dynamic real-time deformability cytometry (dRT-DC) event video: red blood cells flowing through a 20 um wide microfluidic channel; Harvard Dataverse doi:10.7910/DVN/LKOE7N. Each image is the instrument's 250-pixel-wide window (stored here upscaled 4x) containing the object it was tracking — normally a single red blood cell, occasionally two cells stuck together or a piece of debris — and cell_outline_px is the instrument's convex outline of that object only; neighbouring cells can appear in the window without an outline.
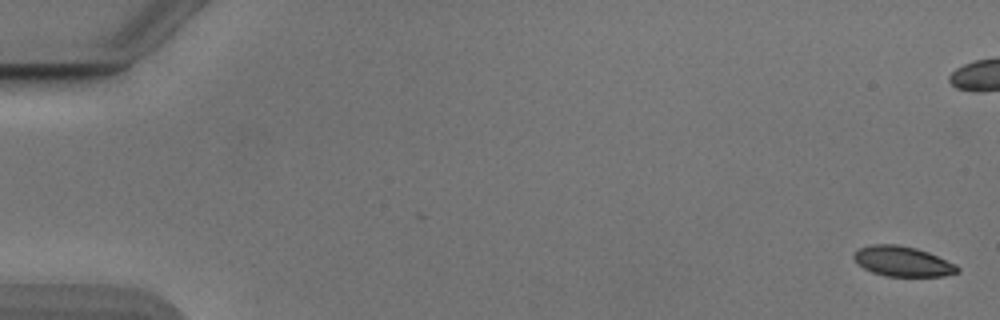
{"species": "Egyptian fruit bat (a non-hibernating species)", "species_latin": "Rousettus aegyptiacus", "temperature_condition": "cold", "stored_images_in_passage": 21, "camera_frame_rate_fps": 3000, "um_per_image_px": 0.085, "animal": {"sex": "male"}, "frame": {"image": 1, "passage_image": 1, "time_ms": 0.0, "image_size_px": [1000, 320], "cell_outline_px": [[960, 272], [944, 276], [884, 276], [872, 272], [864, 268], [852, 256], [860, 248], [872, 244], [896, 244], [916, 248], [928, 252], [956, 264], [960, 268]], "centroid_in_image_um": [76.76, 22.22], "position_along_channel_um": 8.2, "area_um2": 18.09}}